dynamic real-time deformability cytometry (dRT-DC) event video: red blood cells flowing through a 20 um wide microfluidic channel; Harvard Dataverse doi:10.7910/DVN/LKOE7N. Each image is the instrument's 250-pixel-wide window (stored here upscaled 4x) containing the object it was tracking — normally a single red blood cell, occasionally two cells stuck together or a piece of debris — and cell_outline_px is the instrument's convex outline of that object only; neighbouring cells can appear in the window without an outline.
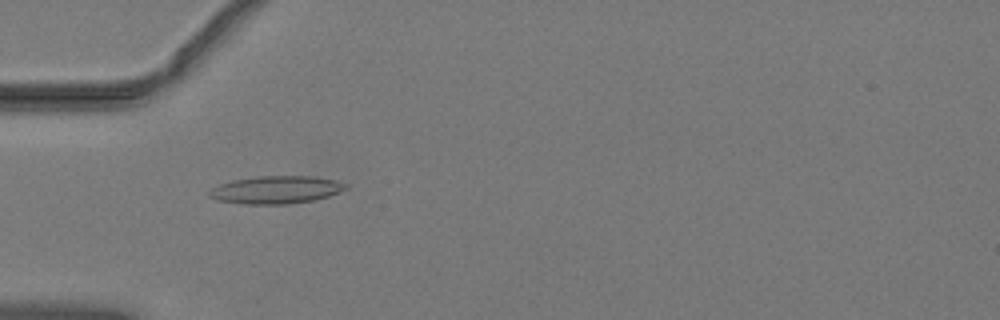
{"species": "common noctule bat (a hibernating species)", "species_latin": "Nyctalus noctula", "temperature_condition": "warm", "stored_images_in_passage": 52, "camera_frame_rate_fps": 3000, "um_per_image_px": 0.085, "animal": {"sex": "male", "body_mass_g": 19.2, "forearm_length_mm": 51.8}, "frame": {"image": 1, "passage_image": 17, "time_ms": 5.333, "image_size_px": [1000, 320], "cell_outline_px": [[348, 188], [340, 192], [328, 196], [312, 200], [284, 204], [244, 204], [216, 200], [208, 196], [208, 192], [212, 188], [220, 184], [232, 180], [256, 176], [316, 176], [336, 180], [348, 184]], "centroid_in_image_um": [23.47, 16.12], "position_along_channel_um": 61.5, "area_um2": 22.14}}
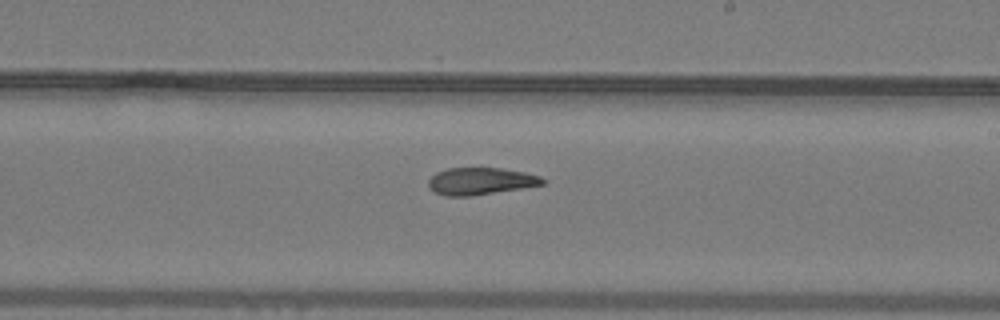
{"frame": {"image": 2, "passage_image": 31, "time_ms": 10.0, "image_size_px": [1000, 320], "cell_outline_px": [[544, 184], [472, 196], [444, 196], [428, 188], [428, 180], [436, 172], [448, 168], [500, 168], [524, 172], [540, 176], [544, 180]], "centroid_in_image_um": [40.8, 15.4], "position_along_channel_um": 248.2, "area_um2": 17.92}}
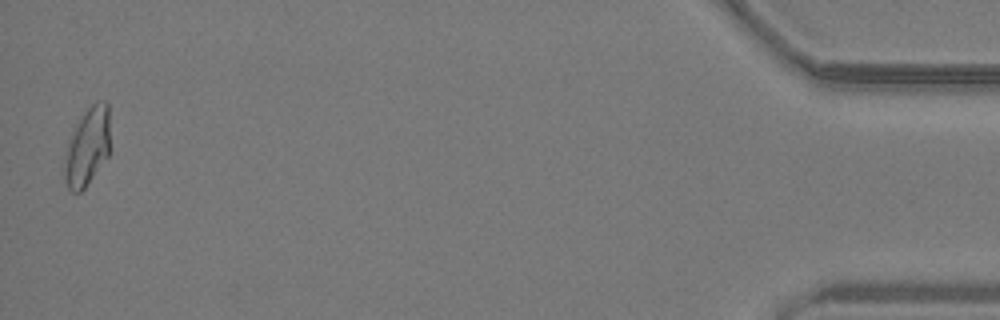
{"frame": {"image": 3, "passage_image": 51, "time_ms": 16.667, "image_size_px": [1000, 320], "cell_outline_px": [[108, 156], [84, 188], [80, 192], [72, 192], [68, 188], [64, 180], [64, 168], [68, 148], [72, 136], [84, 112], [92, 104], [104, 100], [108, 104]], "centroid_in_image_um": [7.43, 12.51], "position_along_channel_um": 427.8, "area_um2": 19.77}, "authors_computed_cell_mechanics": {"area_um2": 19.7387, "velocity_mm_per_s": 4.0714, "shape_relaxation_time_tau1_ms": null, "shape_relaxation_time_tau2_ms": 6.776, "deformation_change_tau1": null, "deformation_change_tau2": 0.1553}}